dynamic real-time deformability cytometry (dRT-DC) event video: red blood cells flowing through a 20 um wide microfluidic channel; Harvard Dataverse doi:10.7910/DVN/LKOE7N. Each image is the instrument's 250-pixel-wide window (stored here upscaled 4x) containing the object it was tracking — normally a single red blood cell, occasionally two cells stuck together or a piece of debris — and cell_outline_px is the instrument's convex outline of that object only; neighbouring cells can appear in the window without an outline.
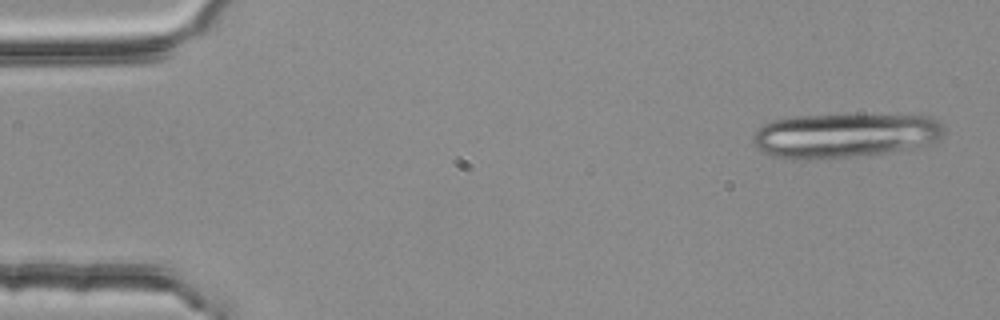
{"species": "common noctule bat (a hibernating species)", "species_latin": "Nyctalus noctula", "temperature_condition": "room temperature", "stored_images_in_passage": 4, "camera_frame_rate_fps": 3000, "um_per_image_px": 0.085, "animal": {"sex": "female", "body_mass_g": 25.1}, "frame": {"image": 1, "passage_image": 1, "time_ms": 0.0, "image_size_px": [1000, 320], "cell_outline_px": [[944, 132], [936, 140], [924, 144], [888, 152], [852, 156], [812, 160], [792, 160], [772, 156], [756, 148], [752, 140], [752, 136], [764, 124], [776, 120], [796, 116], [928, 116], [944, 124]], "centroid_in_image_um": [71.72, 11.54], "position_along_channel_um": 13.3, "area_um2": 48.67}}